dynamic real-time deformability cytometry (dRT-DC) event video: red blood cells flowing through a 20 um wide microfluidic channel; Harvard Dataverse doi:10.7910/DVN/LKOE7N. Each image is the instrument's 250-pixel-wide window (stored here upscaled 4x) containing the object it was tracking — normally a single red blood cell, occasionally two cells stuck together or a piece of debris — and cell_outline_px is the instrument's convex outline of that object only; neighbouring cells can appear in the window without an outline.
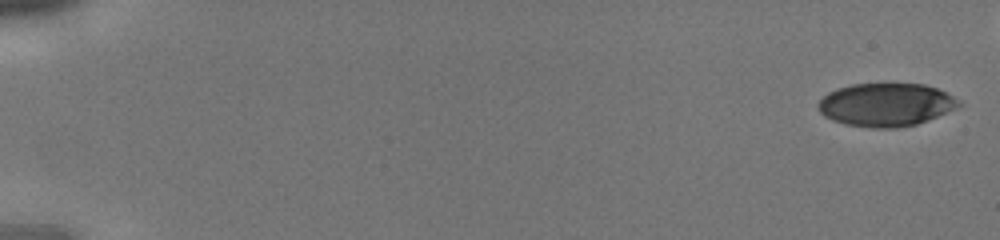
{"species": "human", "species_latin": "Homo sapiens", "temperature_condition": "cold", "stored_images_in_passage": 41, "camera_frame_rate_fps": 3000, "um_per_image_px": 0.085, "donor": {"sex": "male"}, "frame": {"image": 1, "passage_image": 1, "time_ms": 0.0, "image_size_px": [1000, 240], "cell_outline_px": [[964, 104], [956, 108], [928, 120], [916, 124], [896, 128], [872, 128], [844, 124], [832, 120], [824, 116], [816, 108], [816, 104], [828, 92], [836, 88], [852, 84], [924, 84], [936, 88], [952, 96]], "centroid_in_image_um": [75.27, 8.91], "position_along_channel_um": 9.7, "area_um2": 35.43}}
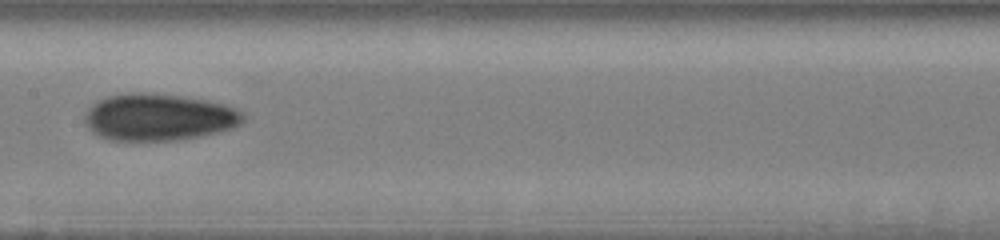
{"frame": {"image": 2, "passage_image": 23, "time_ms": 7.333, "image_size_px": [1000, 240], "cell_outline_px": [[244, 120], [240, 124], [232, 128], [200, 136], [176, 140], [108, 140], [92, 132], [88, 128], [84, 120], [84, 116], [88, 108], [92, 104], [108, 96], [128, 92], [144, 92], [180, 96], [208, 100], [224, 104], [236, 108], [244, 116]], "centroid_in_image_um": [13.47, 9.95], "position_along_channel_um": 193.9, "area_um2": 43.29}}
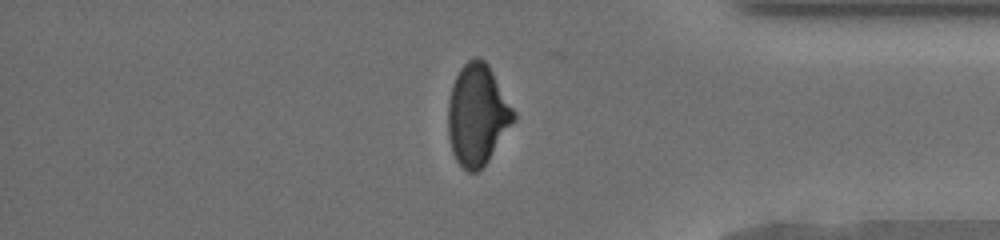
{"frame": {"image": 3, "passage_image": 36, "time_ms": 11.667, "image_size_px": [1000, 240], "cell_outline_px": [[516, 120], [488, 160], [476, 172], [468, 172], [456, 160], [452, 152], [448, 136], [448, 100], [452, 84], [460, 68], [468, 60], [476, 56], [484, 60], [488, 64], [516, 112]], "centroid_in_image_um": [40.58, 9.74], "position_along_channel_um": 394.6, "area_um2": 38.67}}